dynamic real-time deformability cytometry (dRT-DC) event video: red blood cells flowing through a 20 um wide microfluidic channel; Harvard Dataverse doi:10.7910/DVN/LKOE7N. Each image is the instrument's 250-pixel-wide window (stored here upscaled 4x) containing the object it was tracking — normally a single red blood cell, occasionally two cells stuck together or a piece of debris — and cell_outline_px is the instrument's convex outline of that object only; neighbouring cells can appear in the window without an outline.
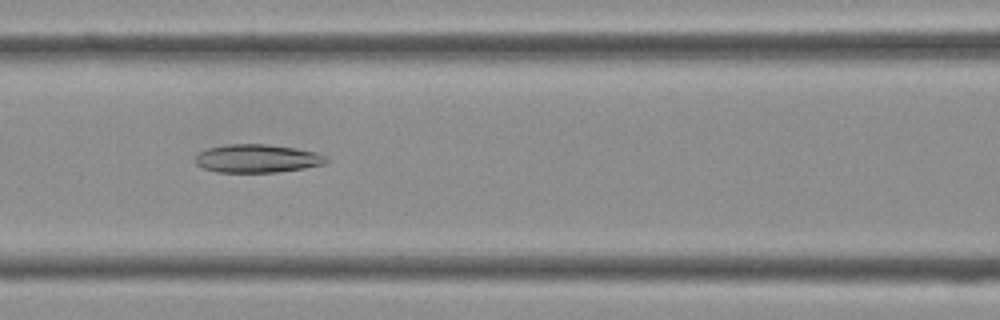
{"species": "Egyptian fruit bat (a non-hibernating species)", "species_latin": "Rousettus aegyptiacus", "temperature_condition": "cold", "stored_images_in_passage": 35, "camera_frame_rate_fps": 3000, "um_per_image_px": 0.085, "frame": {"image": 1, "passage_image": 12, "time_ms": 3.667, "image_size_px": [1000, 320], "cell_outline_px": [[332, 160], [324, 164], [304, 168], [276, 172], [220, 172], [204, 168], [196, 164], [196, 156], [200, 152], [208, 148], [228, 144], [268, 144], [296, 148], [316, 152], [328, 156]], "centroid_in_image_um": [21.93, 13.46], "position_along_channel_um": 144.7, "area_um2": 21.62}}
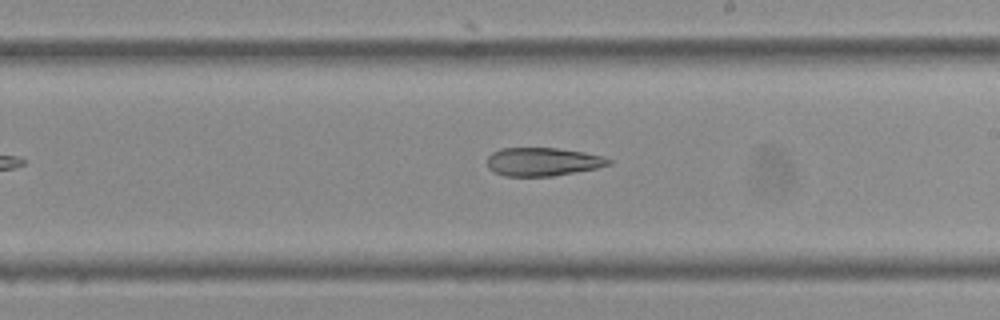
{"frame": {"image": 2, "passage_image": 18, "time_ms": 5.667, "image_size_px": [1000, 320], "cell_outline_px": [[612, 164], [596, 168], [552, 176], [504, 176], [492, 172], [488, 168], [488, 156], [492, 152], [500, 148], [556, 148], [584, 152], [604, 156], [612, 160]], "centroid_in_image_um": [46.12, 13.75], "position_along_channel_um": 242.9, "area_um2": 20.17}}
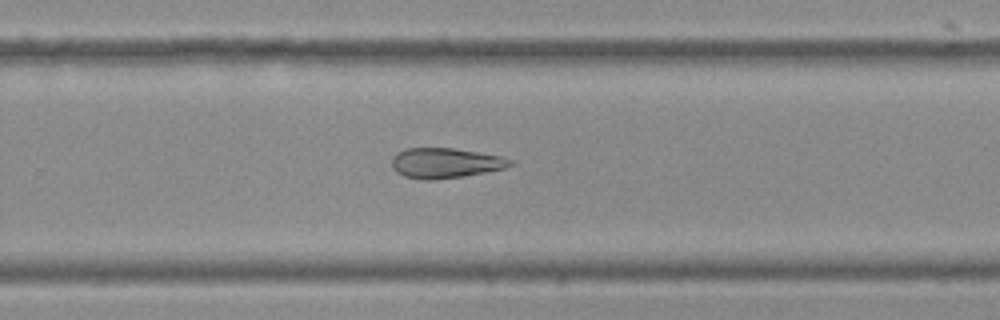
{"frame": {"image": 3, "passage_image": 21, "time_ms": 6.667, "image_size_px": [1000, 320], "cell_outline_px": [[516, 164], [504, 168], [484, 172], [436, 180], [424, 180], [404, 176], [396, 172], [392, 168], [392, 156], [396, 152], [408, 148], [452, 148], [500, 156], [516, 160]], "centroid_in_image_um": [37.84, 13.85], "position_along_channel_um": 292.0, "area_um2": 20.81}}